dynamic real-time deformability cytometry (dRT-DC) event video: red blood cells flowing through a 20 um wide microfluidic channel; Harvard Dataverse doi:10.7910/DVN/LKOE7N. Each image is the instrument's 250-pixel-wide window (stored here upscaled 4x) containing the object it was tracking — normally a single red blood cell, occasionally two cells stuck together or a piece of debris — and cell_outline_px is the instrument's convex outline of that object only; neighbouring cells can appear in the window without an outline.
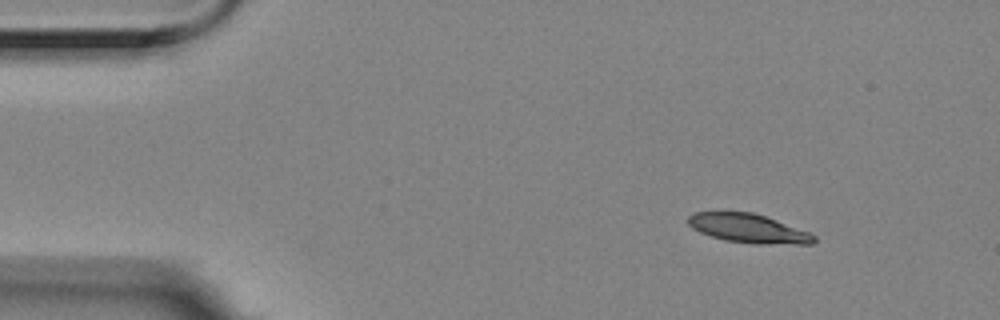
{"species": "Egyptian fruit bat (a non-hibernating species)", "species_latin": "Rousettus aegyptiacus", "temperature_condition": "room temperature", "stored_images_in_passage": 5, "camera_frame_rate_fps": 3000, "um_per_image_px": 0.085, "animal": {"sex": "female"}, "frame": {"image": 1, "passage_image": 1, "time_ms": 0.0, "image_size_px": [1000, 320], "cell_outline_px": [[816, 240], [812, 244], [756, 244], [724, 240], [700, 232], [692, 228], [688, 224], [688, 216], [692, 212], [752, 212], [776, 220], [808, 232], [816, 236]], "centroid_in_image_um": [63.6, 19.42], "position_along_channel_um": 21.4, "area_um2": 21.1}}
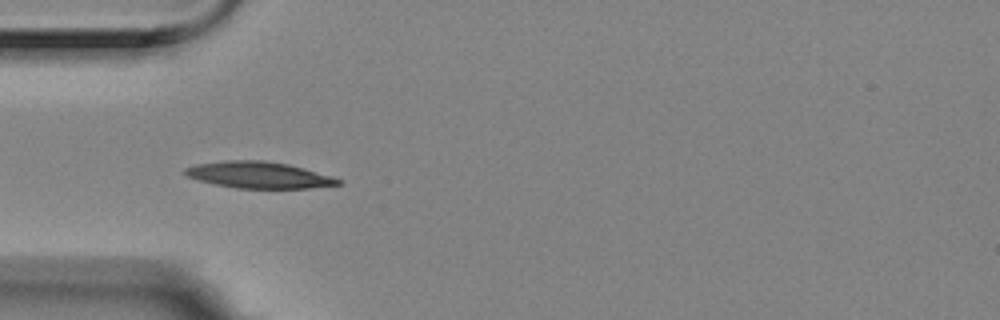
{"frame": {"image": 2, "passage_image": 4, "time_ms": 1.0, "image_size_px": [1000, 320], "cell_outline_px": [[340, 184], [308, 188], [236, 188], [216, 184], [200, 180], [188, 176], [184, 172], [184, 168], [196, 164], [224, 160], [264, 160], [288, 164], [304, 168], [332, 176], [340, 180]], "centroid_in_image_um": [21.99, 14.86], "position_along_channel_um": 63.0, "area_um2": 23.41}}
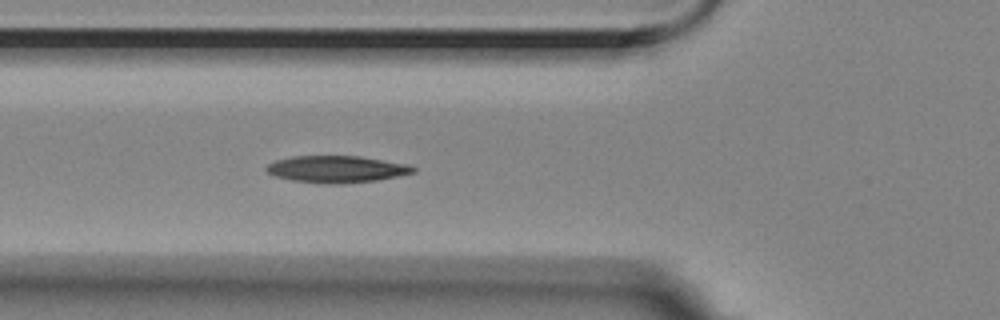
{"frame": {"image": 3, "passage_image": 5, "time_ms": 1.333, "image_size_px": [1000, 320], "cell_outline_px": [[416, 172], [376, 180], [340, 184], [328, 184], [292, 180], [272, 176], [264, 168], [268, 164], [276, 160], [292, 156], [360, 156], [408, 164], [416, 168]], "centroid_in_image_um": [28.59, 14.38], "position_along_channel_um": 97.2, "area_um2": 23.0}}